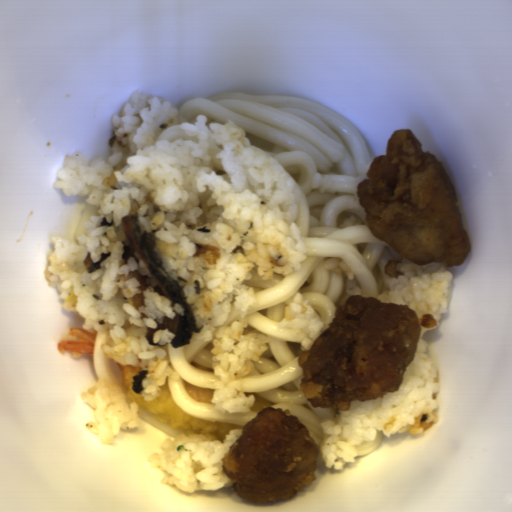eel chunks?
Instances as JSON below:
<instances>
[{
    "label": "eel chunks",
    "mask_w": 512,
    "mask_h": 512,
    "mask_svg": "<svg viewBox=\"0 0 512 512\" xmlns=\"http://www.w3.org/2000/svg\"><path fill=\"white\" fill-rule=\"evenodd\" d=\"M124 240L121 243L122 259L132 256L137 262L142 261L148 270L147 275H140L139 270L130 275L136 279L140 286L139 293L127 298L126 302L131 307L140 310L144 308V292L151 288L161 297H166L174 304L183 308V315L178 314L174 318H163L162 323L155 329L147 328L145 331L147 343L154 344V335L158 329H166L174 334L170 344L175 348L188 346L194 334L201 333V327L197 326L194 311L189 304L181 284L176 281L164 266L157 248L156 237L153 232L142 230L135 214L125 215L121 220Z\"/></svg>",
    "instance_id": "eel-chunks-1"
},
{
    "label": "eel chunks",
    "mask_w": 512,
    "mask_h": 512,
    "mask_svg": "<svg viewBox=\"0 0 512 512\" xmlns=\"http://www.w3.org/2000/svg\"><path fill=\"white\" fill-rule=\"evenodd\" d=\"M109 256H110V253L101 252L100 260L93 261L90 253L88 252L87 255L84 257V259L82 260V265H83L84 269L86 270L87 274L92 275L98 269L101 268L103 261L106 260L107 258H109Z\"/></svg>",
    "instance_id": "eel-chunks-2"
},
{
    "label": "eel chunks",
    "mask_w": 512,
    "mask_h": 512,
    "mask_svg": "<svg viewBox=\"0 0 512 512\" xmlns=\"http://www.w3.org/2000/svg\"><path fill=\"white\" fill-rule=\"evenodd\" d=\"M148 374V369H143L133 376L131 382L132 393L135 395H139V393L144 389L143 380Z\"/></svg>",
    "instance_id": "eel-chunks-3"
}]
</instances>
